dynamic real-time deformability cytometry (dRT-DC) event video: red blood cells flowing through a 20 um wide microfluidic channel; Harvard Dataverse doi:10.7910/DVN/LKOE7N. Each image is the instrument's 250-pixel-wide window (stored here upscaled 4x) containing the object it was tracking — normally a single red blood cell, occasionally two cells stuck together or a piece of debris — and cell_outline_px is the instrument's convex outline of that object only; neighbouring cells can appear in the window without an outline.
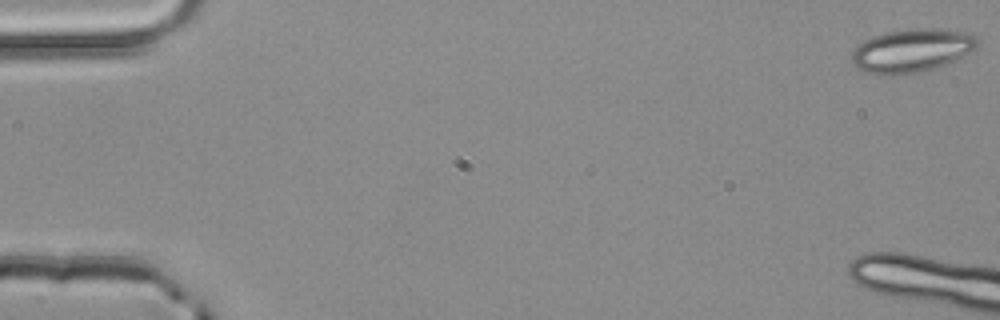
{"species": "common noctule bat (a hibernating species)", "species_latin": "Nyctalus noctula", "temperature_condition": "room temperature", "stored_images_in_passage": 5, "camera_frame_rate_fps": 3000, "um_per_image_px": 0.085, "animal": {"sex": "male", "body_mass_g": 20.4}, "frame": {"image": 1, "passage_image": 1, "time_ms": 0.0, "image_size_px": [1000, 320], "cell_outline_px": [[980, 44], [976, 48], [940, 68], [904, 76], [880, 76], [864, 72], [856, 68], [852, 60], [852, 52], [856, 44], [872, 36], [884, 32], [916, 28], [940, 28], [968, 32], [976, 36], [980, 40]], "centroid_in_image_um": [77.49, 4.32], "position_along_channel_um": 7.5, "area_um2": 32.89}}